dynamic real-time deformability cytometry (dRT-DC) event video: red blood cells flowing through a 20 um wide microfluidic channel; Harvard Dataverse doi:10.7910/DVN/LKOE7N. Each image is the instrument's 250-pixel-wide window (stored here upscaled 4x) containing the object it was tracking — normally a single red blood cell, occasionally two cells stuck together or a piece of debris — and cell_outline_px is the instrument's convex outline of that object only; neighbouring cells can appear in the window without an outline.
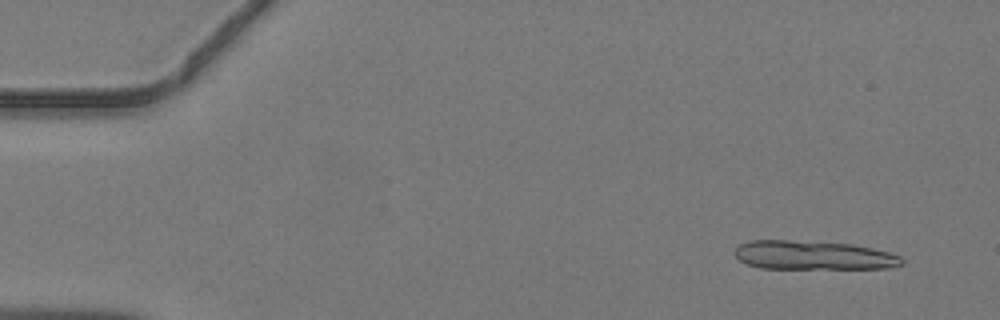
{"species": "common noctule bat (a hibernating species)", "species_latin": "Nyctalus noctula", "temperature_condition": "warm", "stored_images_in_passage": 12, "camera_frame_rate_fps": 3000, "um_per_image_px": 0.085, "animal": {"sex": "male", "body_mass_g": 19.2, "forearm_length_mm": 51.8}, "frame": {"image": 1, "passage_image": 4, "time_ms": 1.0, "image_size_px": [1000, 320], "cell_outline_px": [[904, 264], [892, 268], [760, 268], [748, 264], [740, 260], [732, 252], [740, 244], [748, 240], [788, 240], [852, 244], [872, 248], [888, 252], [900, 256], [904, 260]], "centroid_in_image_um": [69.13, 21.7], "position_along_channel_um": 15.9, "area_um2": 28.15}}